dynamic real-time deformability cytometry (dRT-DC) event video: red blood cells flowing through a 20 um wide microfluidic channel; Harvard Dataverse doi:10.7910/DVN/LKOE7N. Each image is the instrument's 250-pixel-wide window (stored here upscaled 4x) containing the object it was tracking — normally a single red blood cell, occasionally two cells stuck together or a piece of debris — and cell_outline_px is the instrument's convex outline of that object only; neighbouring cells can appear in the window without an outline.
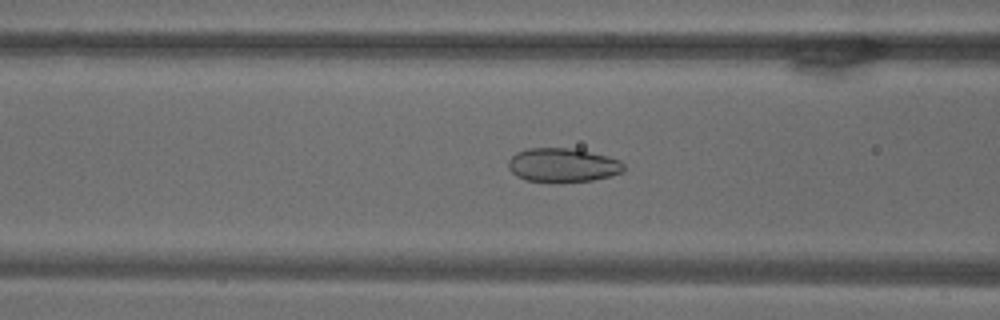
{"species": "common noctule bat (a hibernating species)", "species_latin": "Nyctalus noctula", "temperature_condition": "warm", "stored_images_in_passage": 69, "camera_frame_rate_fps": 3000, "um_per_image_px": 0.085, "animal": {"sex": "male", "body_mass_g": 18.8}, "frame": {"image": 1, "passage_image": 28, "time_ms": 9.0, "image_size_px": [1000, 320], "cell_outline_px": [[624, 168], [620, 172], [608, 176], [592, 180], [524, 180], [516, 176], [508, 168], [508, 160], [516, 152], [528, 148], [572, 148], [608, 156], [620, 160], [624, 164]], "centroid_in_image_um": [47.8, 14.0], "position_along_channel_um": 118.8, "area_um2": 22.25}}
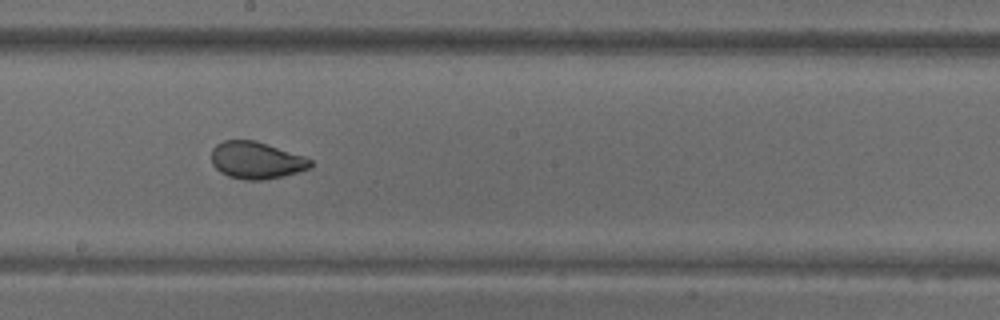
{"frame": {"image": 2, "passage_image": 39, "time_ms": 12.667, "image_size_px": [1000, 320], "cell_outline_px": [[312, 168], [280, 176], [260, 180], [244, 180], [228, 176], [220, 172], [212, 164], [212, 148], [216, 144], [224, 140], [256, 140], [304, 156], [312, 160]], "centroid_in_image_um": [21.77, 13.61], "position_along_channel_um": 226.4, "area_um2": 21.39}}
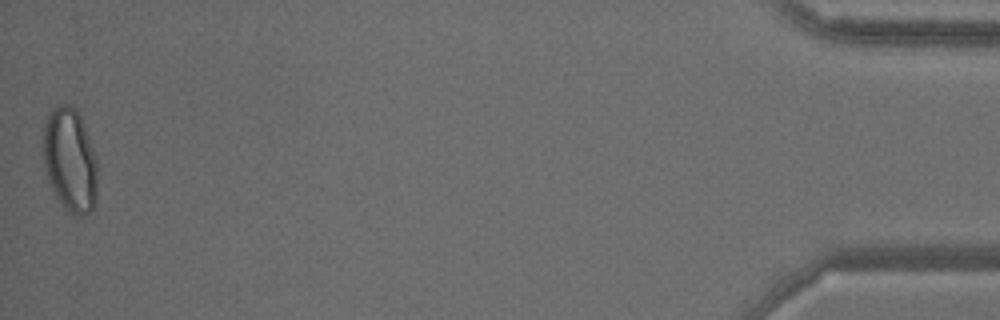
{"frame": {"image": 3, "passage_image": 69, "time_ms": 22.667, "image_size_px": [1000, 320], "cell_outline_px": [[96, 200], [92, 208], [88, 212], [80, 216], [72, 216], [60, 204], [52, 188], [44, 164], [44, 124], [52, 108], [60, 104], [68, 104], [76, 108], [84, 124], [96, 156]], "centroid_in_image_um": [5.96, 13.6], "position_along_channel_um": 429.2, "area_um2": 32.71}}